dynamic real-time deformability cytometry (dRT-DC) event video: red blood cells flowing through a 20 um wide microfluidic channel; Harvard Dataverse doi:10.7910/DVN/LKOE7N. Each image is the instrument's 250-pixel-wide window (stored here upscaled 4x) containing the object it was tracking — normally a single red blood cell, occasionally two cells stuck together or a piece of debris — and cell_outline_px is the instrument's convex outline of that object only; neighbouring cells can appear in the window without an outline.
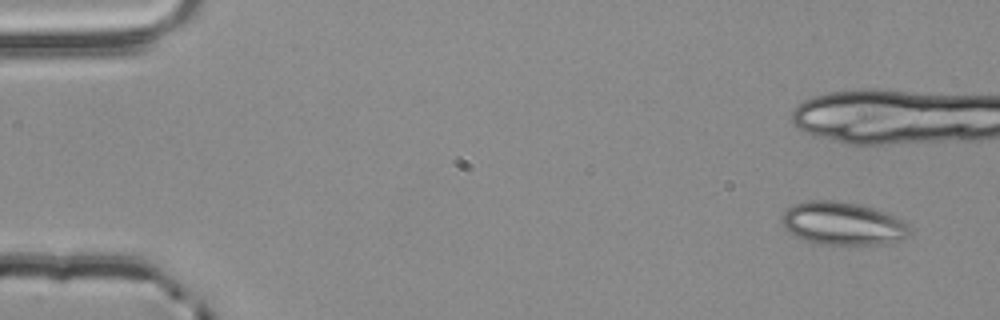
{"species": "common noctule bat (a hibernating species)", "species_latin": "Nyctalus noctula", "temperature_condition": "room temperature", "stored_images_in_passage": 14, "camera_frame_rate_fps": 3000, "um_per_image_px": 0.085, "animal": {"sex": "male", "body_mass_g": 20.4}, "frame": {"image": 1, "passage_image": 3, "time_ms": 0.667, "image_size_px": [1000, 320], "cell_outline_px": [[912, 232], [904, 240], [876, 244], [824, 244], [804, 240], [788, 232], [784, 228], [780, 220], [780, 216], [792, 204], [812, 200], [832, 200], [860, 204], [884, 212], [904, 220], [908, 224]], "centroid_in_image_um": [71.63, 18.99], "position_along_channel_um": 13.4, "area_um2": 32.19}}